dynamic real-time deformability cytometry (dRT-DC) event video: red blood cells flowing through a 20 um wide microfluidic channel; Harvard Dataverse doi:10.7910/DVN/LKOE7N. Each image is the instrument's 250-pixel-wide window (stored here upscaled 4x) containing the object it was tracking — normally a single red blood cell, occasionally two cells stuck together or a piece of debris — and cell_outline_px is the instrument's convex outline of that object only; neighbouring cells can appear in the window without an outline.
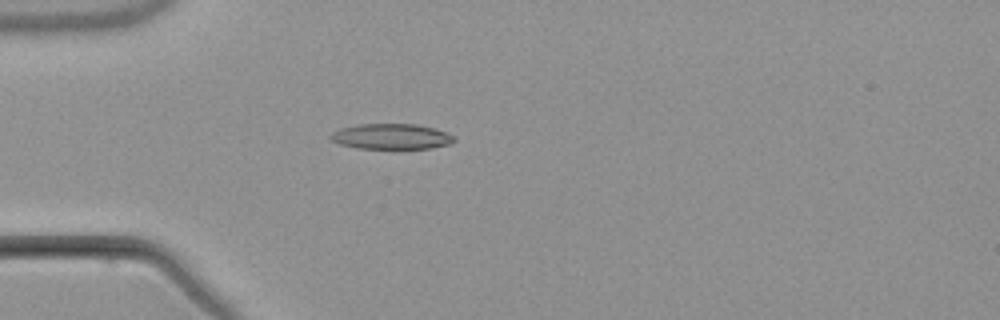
{"species": "common noctule bat (a hibernating species)", "species_latin": "Nyctalus noctula", "temperature_condition": "warm", "stored_images_in_passage": 4, "camera_frame_rate_fps": 3000, "um_per_image_px": 0.085, "animal": {"sex": "male", "body_mass_g": 21.5, "forearm_length_mm": 52.0}, "frame": {"image": 1, "passage_image": 4, "time_ms": 3.667, "image_size_px": [1000, 320], "cell_outline_px": [[456, 140], [452, 144], [432, 148], [356, 148], [340, 144], [332, 140], [328, 136], [332, 132], [340, 128], [356, 124], [416, 124], [432, 128], [444, 132], [452, 136]], "centroid_in_image_um": [33.23, 11.6], "position_along_channel_um": 51.8, "area_um2": 18.26}}